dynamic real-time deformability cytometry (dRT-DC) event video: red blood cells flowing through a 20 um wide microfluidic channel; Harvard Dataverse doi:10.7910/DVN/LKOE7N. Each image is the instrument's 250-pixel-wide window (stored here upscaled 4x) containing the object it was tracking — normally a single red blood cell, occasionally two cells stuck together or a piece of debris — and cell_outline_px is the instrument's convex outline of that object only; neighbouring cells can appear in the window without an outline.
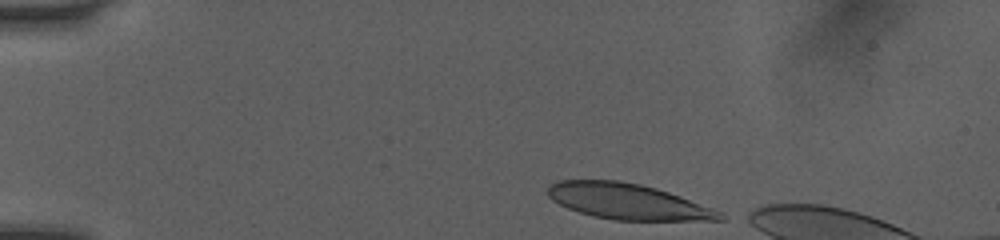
{"species": "human", "species_latin": "Homo sapiens", "temperature_condition": "room temperature", "stored_images_in_passage": 8, "camera_frame_rate_fps": 3000, "um_per_image_px": 0.085, "donor": {"sex": "female"}, "frame": {"image": 1, "passage_image": 1, "time_ms": 0.0, "image_size_px": [1000, 240], "cell_outline_px": [[728, 216], [724, 220], [616, 220], [592, 216], [568, 208], [552, 200], [548, 196], [548, 188], [552, 184], [560, 180], [620, 180], [640, 184], [656, 188], [680, 196], [712, 208]], "centroid_in_image_um": [53.37, 17.13], "position_along_channel_um": 31.6, "area_um2": 35.6}}